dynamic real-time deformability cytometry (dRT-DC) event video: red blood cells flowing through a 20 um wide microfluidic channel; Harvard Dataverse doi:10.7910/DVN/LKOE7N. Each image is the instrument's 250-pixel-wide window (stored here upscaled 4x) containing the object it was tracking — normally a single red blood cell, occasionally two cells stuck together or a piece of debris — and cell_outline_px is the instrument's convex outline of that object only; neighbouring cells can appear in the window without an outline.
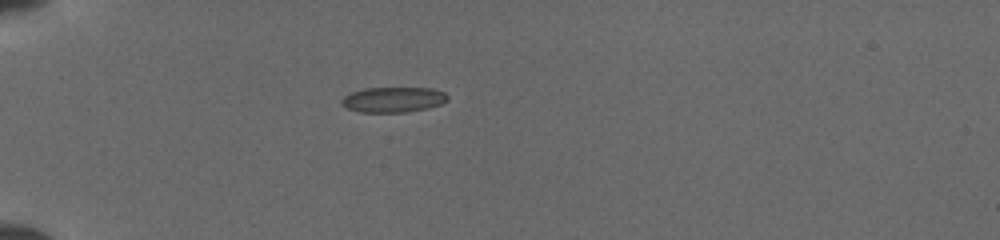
{"species": "common noctule bat (a hibernating species)", "species_latin": "Nyctalus noctula", "temperature_condition": "cold", "stored_images_in_passage": 8, "camera_frame_rate_fps": 3000, "um_per_image_px": 0.085, "animal": {"sex": "female", "body_mass_g": 19.5, "forearm_length_mm": 54.1}, "frame": {"image": 1, "passage_image": 1, "time_ms": 0.0, "image_size_px": [1000, 240], "cell_outline_px": [[448, 100], [440, 104], [428, 108], [404, 112], [360, 112], [348, 108], [340, 100], [344, 96], [352, 92], [364, 88], [432, 88], [444, 92], [448, 96]], "centroid_in_image_um": [33.45, 8.46], "position_along_channel_um": 51.6, "area_um2": 15.49}}
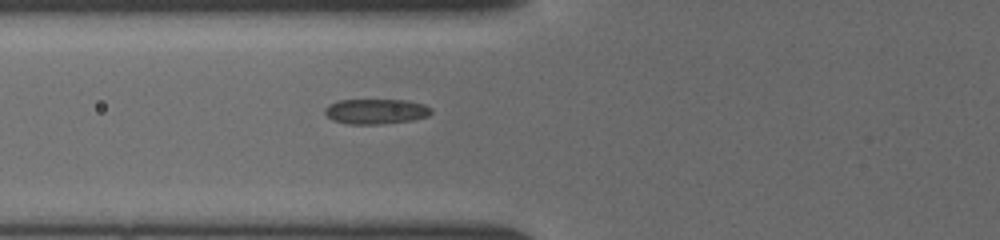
{"frame": {"image": 2, "passage_image": 5, "time_ms": 1.667, "image_size_px": [1000, 240], "cell_outline_px": [[432, 112], [428, 116], [412, 120], [380, 124], [348, 124], [332, 120], [324, 112], [324, 108], [328, 104], [336, 100], [408, 100], [424, 104], [432, 108]], "centroid_in_image_um": [31.94, 9.46], "position_along_channel_um": 93.9, "area_um2": 15.72}}
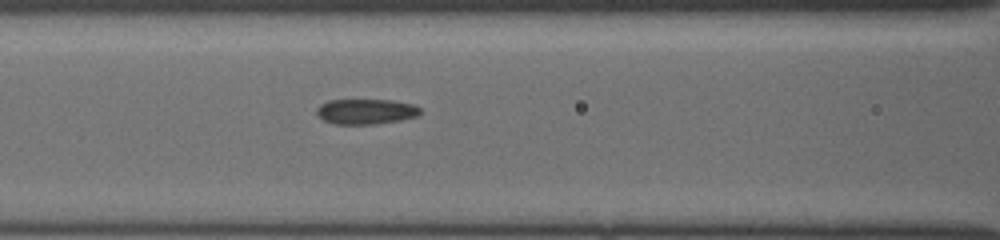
{"frame": {"image": 3, "passage_image": 8, "time_ms": 2.667, "image_size_px": [1000, 240], "cell_outline_px": [[420, 112], [416, 116], [400, 120], [372, 124], [336, 124], [324, 120], [316, 112], [316, 108], [320, 104], [328, 100], [392, 100], [412, 104], [420, 108]], "centroid_in_image_um": [31.08, 9.47], "position_along_channel_um": 135.5, "area_um2": 15.09}}